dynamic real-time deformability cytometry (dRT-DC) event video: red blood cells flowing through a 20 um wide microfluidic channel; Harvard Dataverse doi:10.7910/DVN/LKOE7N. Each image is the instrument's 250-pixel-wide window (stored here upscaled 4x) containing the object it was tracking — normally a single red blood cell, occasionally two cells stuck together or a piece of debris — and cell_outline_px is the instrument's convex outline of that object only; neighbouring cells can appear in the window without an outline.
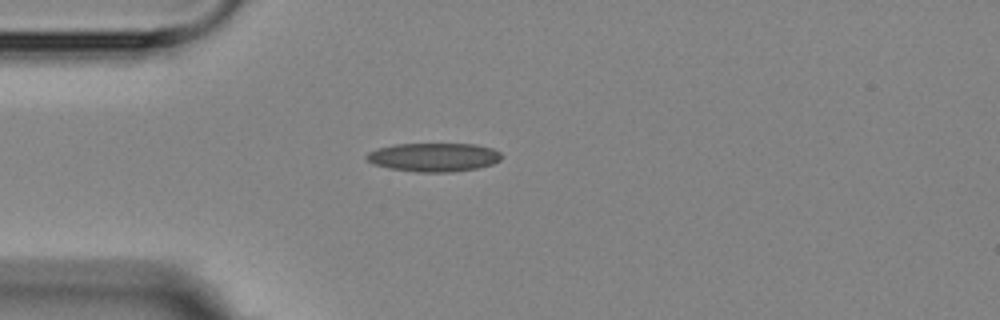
{"species": "Egyptian fruit bat (a non-hibernating species)", "species_latin": "Rousettus aegyptiacus", "temperature_condition": "room temperature", "stored_images_in_passage": 9, "camera_frame_rate_fps": 3000, "um_per_image_px": 0.085, "animal": {"sex": "female"}, "frame": {"image": 1, "passage_image": 3, "time_ms": 3.333, "image_size_px": [1000, 320], "cell_outline_px": [[500, 160], [492, 164], [476, 168], [448, 172], [416, 172], [388, 168], [372, 164], [364, 156], [368, 152], [376, 148], [396, 144], [476, 144], [492, 148], [500, 152]], "centroid_in_image_um": [36.82, 13.36], "position_along_channel_um": 48.2, "area_um2": 22.54}}
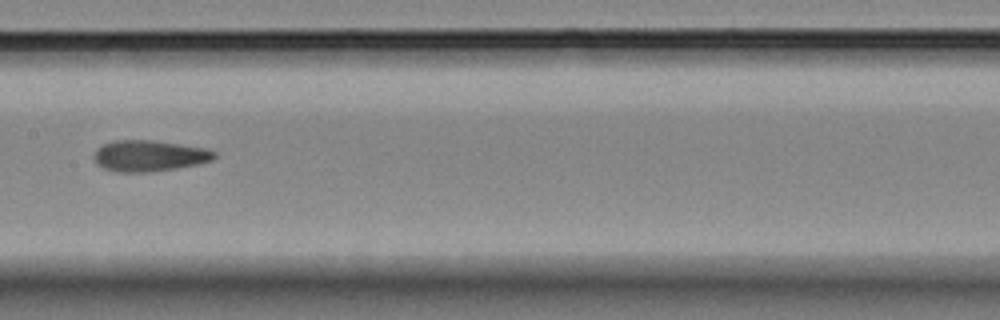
{"frame": {"image": 2, "passage_image": 7, "time_ms": 7.667, "image_size_px": [1000, 320], "cell_outline_px": [[216, 156], [212, 160], [196, 164], [176, 168], [148, 172], [116, 172], [104, 168], [96, 164], [92, 156], [96, 148], [112, 140], [152, 140], [208, 148], [216, 152]], "centroid_in_image_um": [12.65, 13.24], "position_along_channel_um": 194.8, "area_um2": 21.96}}
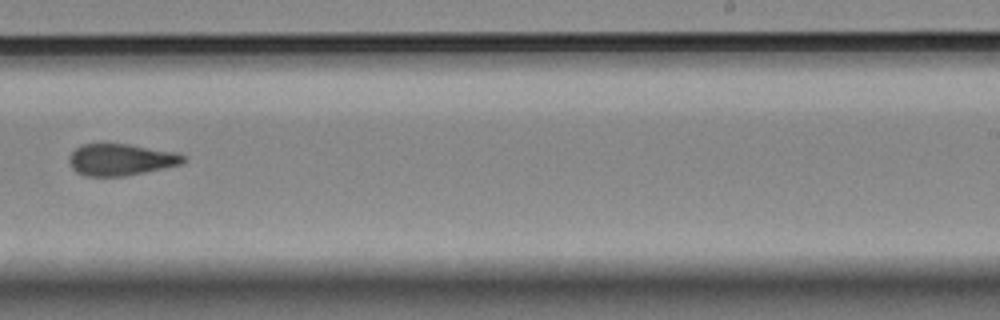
{"frame": {"image": 3, "passage_image": 9, "time_ms": 10.0, "image_size_px": [1000, 320], "cell_outline_px": [[188, 160], [180, 164], [164, 168], [124, 176], [88, 176], [76, 172], [72, 168], [68, 160], [68, 156], [80, 144], [100, 140], [104, 140], [180, 152]], "centroid_in_image_um": [10.24, 13.51], "position_along_channel_um": 278.8, "area_um2": 22.02}}